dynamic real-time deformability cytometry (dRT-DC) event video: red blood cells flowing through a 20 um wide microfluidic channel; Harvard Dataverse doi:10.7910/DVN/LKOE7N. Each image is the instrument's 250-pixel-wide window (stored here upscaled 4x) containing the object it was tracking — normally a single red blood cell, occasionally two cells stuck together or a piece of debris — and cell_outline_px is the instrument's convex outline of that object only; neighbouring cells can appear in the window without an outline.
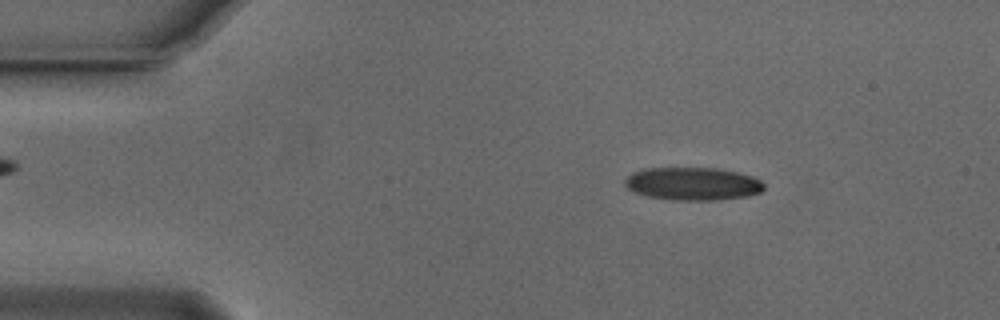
{"species": "Egyptian fruit bat (a non-hibernating species)", "species_latin": "Rousettus aegyptiacus", "temperature_condition": "cold", "stored_images_in_passage": 47, "camera_frame_rate_fps": 3000, "um_per_image_px": 0.085, "animal": {"sex": "male"}, "frame": {"image": 1, "passage_image": 1, "time_ms": 0.0, "image_size_px": [1000, 320], "cell_outline_px": [[764, 188], [760, 192], [748, 196], [720, 200], [672, 200], [648, 196], [636, 192], [628, 188], [624, 184], [624, 180], [632, 172], [644, 168], [716, 168], [736, 172], [752, 176], [760, 180], [764, 184]], "centroid_in_image_um": [58.88, 15.62], "position_along_channel_um": 26.1, "area_um2": 26.7}}
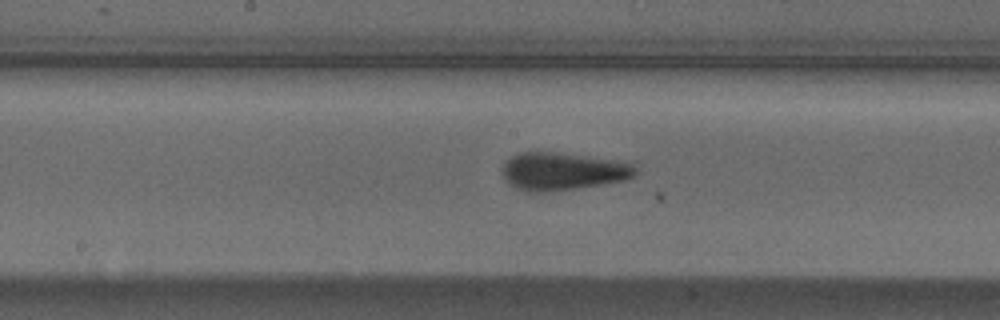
{"frame": {"image": 2, "passage_image": 20, "time_ms": 6.333, "image_size_px": [1000, 320], "cell_outline_px": [[636, 176], [628, 180], [576, 188], [536, 192], [528, 192], [516, 188], [504, 180], [504, 160], [520, 152], [556, 152], [612, 160], [632, 164], [636, 168]], "centroid_in_image_um": [47.82, 14.56], "position_along_channel_um": 200.4, "area_um2": 28.96}}
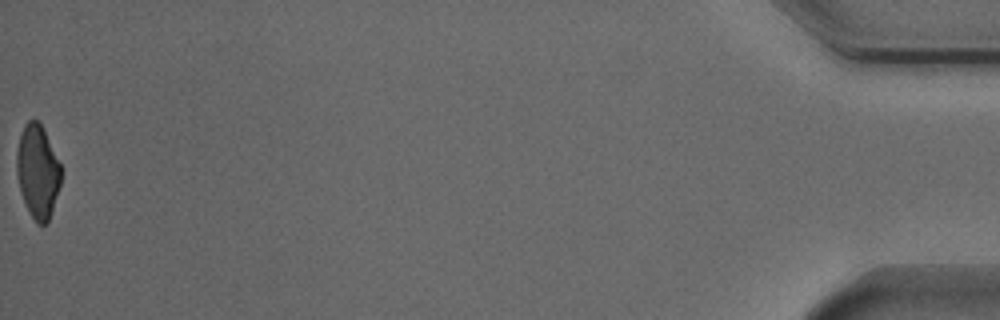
{"frame": {"image": 3, "passage_image": 47, "time_ms": 15.333, "image_size_px": [1000, 320], "cell_outline_px": [[60, 184], [52, 212], [48, 220], [44, 224], [36, 224], [20, 192], [16, 176], [16, 152], [20, 136], [24, 124], [28, 120], [36, 120], [40, 124], [60, 164]], "centroid_in_image_um": [3.17, 14.59], "position_along_channel_um": 432.0, "area_um2": 23.7}, "authors_computed_cell_mechanics": {"area_um2": 27.455, "velocity_mm_per_s": 3.7515, "shape_relaxation_time_tau1_ms": 3.4379, "shape_relaxation_time_tau2_ms": 1.4015, "deformation_change_tau1": 0.1182, "deformation_change_tau2": 0.0793}}